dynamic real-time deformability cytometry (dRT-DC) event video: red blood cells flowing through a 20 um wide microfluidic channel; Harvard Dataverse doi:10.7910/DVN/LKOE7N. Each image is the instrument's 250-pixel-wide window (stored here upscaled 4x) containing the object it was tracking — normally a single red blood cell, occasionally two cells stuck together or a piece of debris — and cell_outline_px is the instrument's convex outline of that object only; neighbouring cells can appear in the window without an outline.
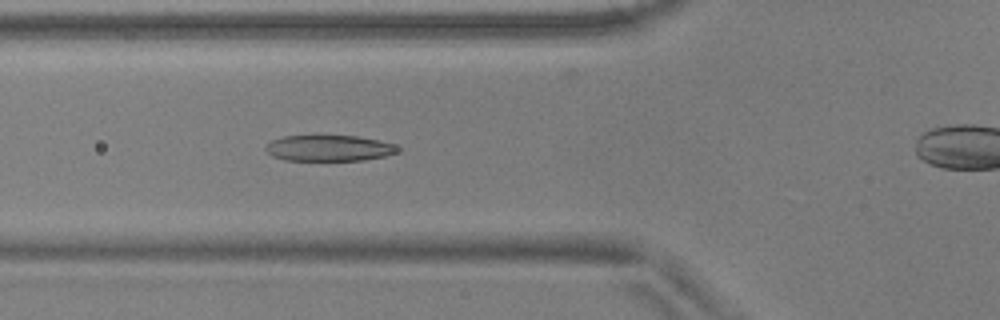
{"species": "common noctule bat (a hibernating species)", "species_latin": "Nyctalus noctula", "temperature_condition": "warm", "stored_images_in_passage": 48, "camera_frame_rate_fps": 3000, "um_per_image_px": 0.085, "animal": {"sex": "male", "body_mass_g": 17.9, "forearm_length_mm": 54.2}, "frame": {"image": 1, "passage_image": 20, "time_ms": 6.333, "image_size_px": [1000, 320], "cell_outline_px": [[400, 148], [396, 152], [384, 156], [364, 160], [284, 160], [272, 156], [264, 148], [272, 140], [284, 136], [356, 136], [380, 140], [392, 144]], "centroid_in_image_um": [27.95, 12.59], "position_along_channel_um": 97.9, "area_um2": 19.77}}
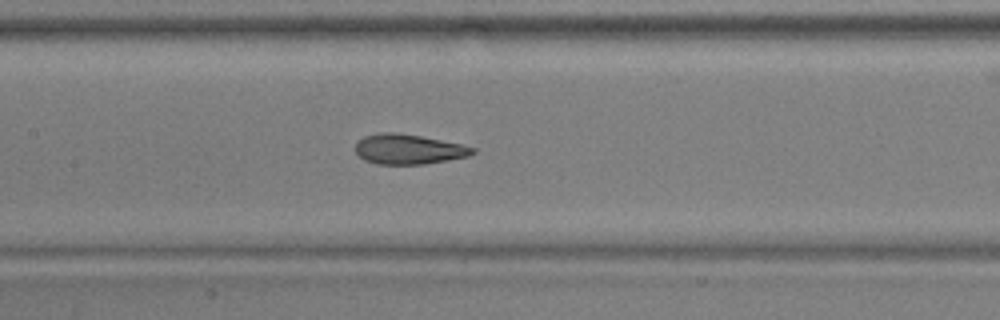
{"frame": {"image": 2, "passage_image": 26, "time_ms": 8.333, "image_size_px": [1000, 320], "cell_outline_px": [[476, 152], [468, 156], [448, 160], [424, 164], [376, 164], [364, 160], [356, 152], [356, 140], [364, 136], [380, 132], [396, 132], [420, 136], [460, 144], [476, 148]], "centroid_in_image_um": [34.7, 12.68], "position_along_channel_um": 172.7, "area_um2": 20.46}}
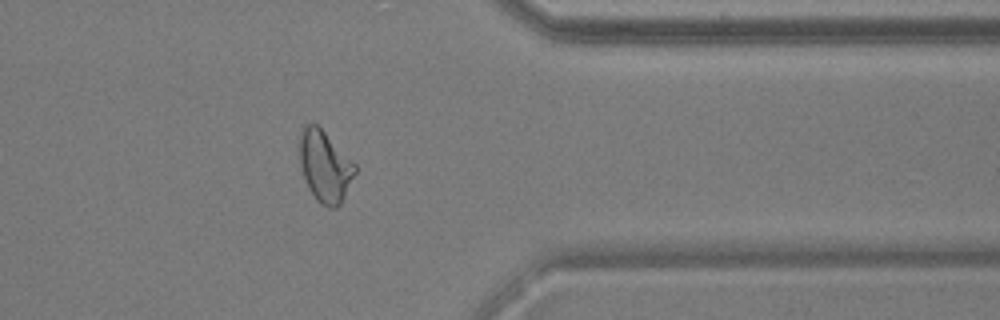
{"frame": {"image": 3, "passage_image": 44, "time_ms": 14.333, "image_size_px": [1000, 320], "cell_outline_px": [[356, 172], [340, 204], [336, 208], [328, 208], [320, 204], [316, 200], [308, 188], [300, 164], [300, 132], [304, 124], [316, 124], [356, 164]], "centroid_in_image_um": [27.61, 14.16], "position_along_channel_um": 383.8, "area_um2": 22.77}, "authors_computed_cell_mechanics": {"area_um2": 21.6461, "velocity_mm_per_s": 3.7084, "shape_relaxation_time_tau1_ms": 3.7097, "shape_relaxation_time_tau2_ms": 1.3041, "deformation_change_tau1": 0.1643, "deformation_change_tau2": 0.0739}}